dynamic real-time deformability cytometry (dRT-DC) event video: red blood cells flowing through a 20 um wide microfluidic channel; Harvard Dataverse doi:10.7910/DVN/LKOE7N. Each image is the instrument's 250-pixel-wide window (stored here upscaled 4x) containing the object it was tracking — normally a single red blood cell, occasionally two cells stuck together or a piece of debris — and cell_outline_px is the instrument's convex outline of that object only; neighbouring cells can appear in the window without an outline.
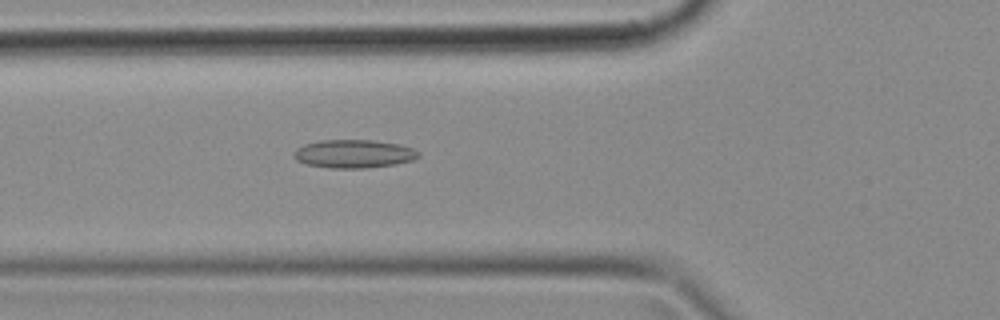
{"species": "common noctule bat (a hibernating species)", "species_latin": "Nyctalus noctula", "temperature_condition": "cold", "stored_images_in_passage": 48, "camera_frame_rate_fps": 3000, "um_per_image_px": 0.085, "animal": {"sex": "female", "body_mass_g": 18.4}, "frame": {"image": 1, "passage_image": 17, "time_ms": 5.333, "image_size_px": [1000, 320], "cell_outline_px": [[420, 156], [412, 160], [396, 164], [368, 168], [332, 168], [308, 164], [296, 160], [296, 148], [304, 144], [320, 140], [372, 140], [400, 144], [412, 148], [420, 152]], "centroid_in_image_um": [30.12, 13.07], "position_along_channel_um": 95.7, "area_um2": 20.46}}
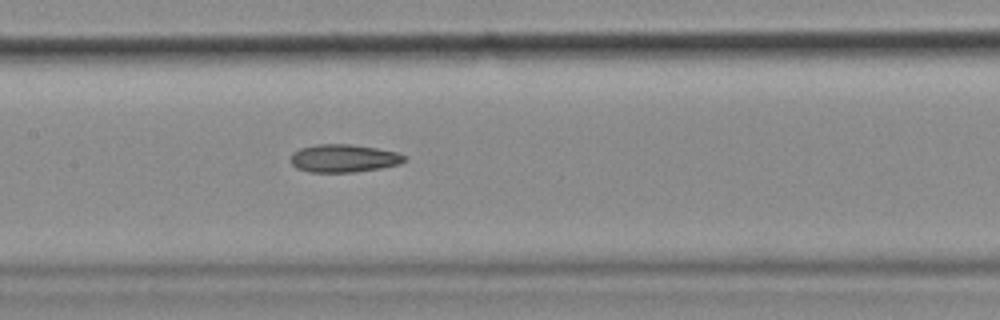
{"frame": {"image": 2, "passage_image": 23, "time_ms": 7.333, "image_size_px": [1000, 320], "cell_outline_px": [[408, 160], [400, 164], [380, 168], [356, 172], [308, 172], [296, 168], [288, 160], [292, 152], [300, 148], [316, 144], [352, 144], [376, 148], [396, 152], [408, 156]], "centroid_in_image_um": [29.2, 13.45], "position_along_channel_um": 178.2, "area_um2": 18.84}}
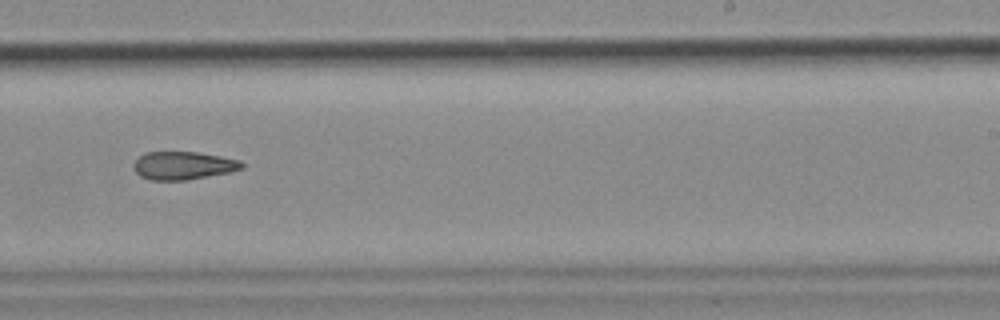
{"frame": {"image": 3, "passage_image": 30, "time_ms": 9.667, "image_size_px": [1000, 320], "cell_outline_px": [[244, 168], [228, 172], [188, 180], [152, 180], [140, 176], [132, 168], [132, 164], [144, 152], [196, 152], [220, 156], [240, 160], [244, 164]], "centroid_in_image_um": [15.55, 14.07], "position_along_channel_um": 273.4, "area_um2": 17.69}}